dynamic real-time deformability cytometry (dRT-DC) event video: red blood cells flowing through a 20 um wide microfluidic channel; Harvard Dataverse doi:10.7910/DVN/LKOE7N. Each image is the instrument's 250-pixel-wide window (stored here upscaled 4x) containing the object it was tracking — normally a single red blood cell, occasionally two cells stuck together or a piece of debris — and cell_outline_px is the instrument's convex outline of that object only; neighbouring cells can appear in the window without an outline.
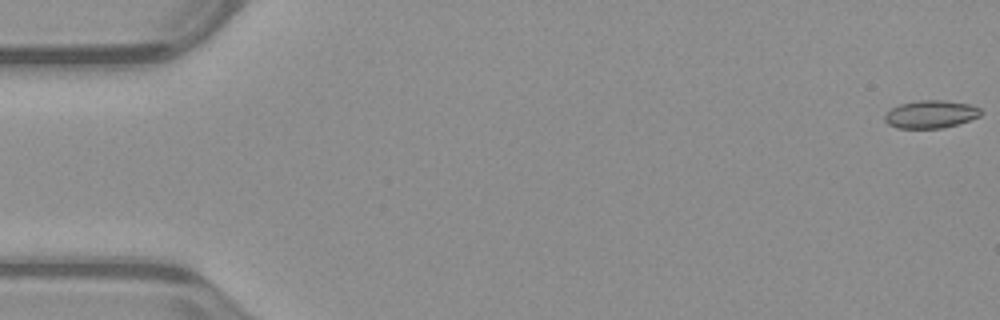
{"species": "common noctule bat (a hibernating species)", "species_latin": "Nyctalus noctula", "temperature_condition": "warm", "stored_images_in_passage": 53, "camera_frame_rate_fps": 3000, "um_per_image_px": 0.085, "animal": {"sex": "male", "body_mass_g": 23.1, "forearm_length_mm": 52.7}, "frame": {"image": 1, "passage_image": 1, "time_ms": 0.0, "image_size_px": [1000, 320], "cell_outline_px": [[980, 116], [944, 128], [896, 128], [888, 124], [884, 120], [884, 116], [892, 108], [900, 104], [920, 100], [944, 100], [968, 104], [980, 108]], "centroid_in_image_um": [79.08, 9.71], "position_along_channel_um": 5.9, "area_um2": 15.37}}
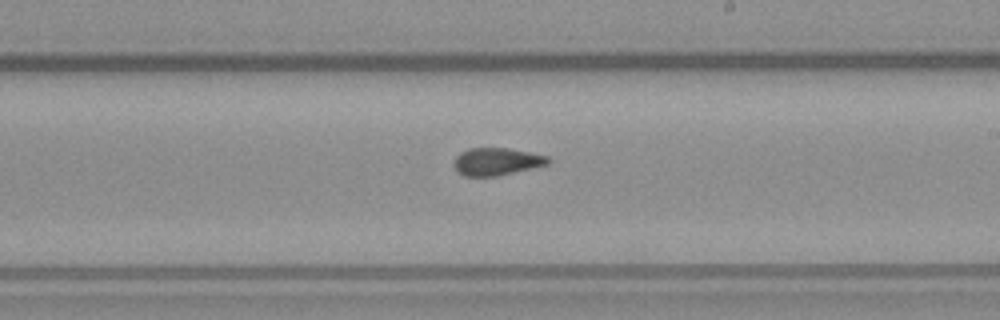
{"frame": {"image": 2, "passage_image": 31, "time_ms": 10.0, "image_size_px": [1000, 320], "cell_outline_px": [[552, 160], [548, 164], [496, 176], [464, 176], [456, 172], [452, 164], [452, 160], [460, 152], [468, 148], [508, 148], [532, 152], [548, 156]], "centroid_in_image_um": [42.17, 13.72], "position_along_channel_um": 246.8, "area_um2": 15.32}}
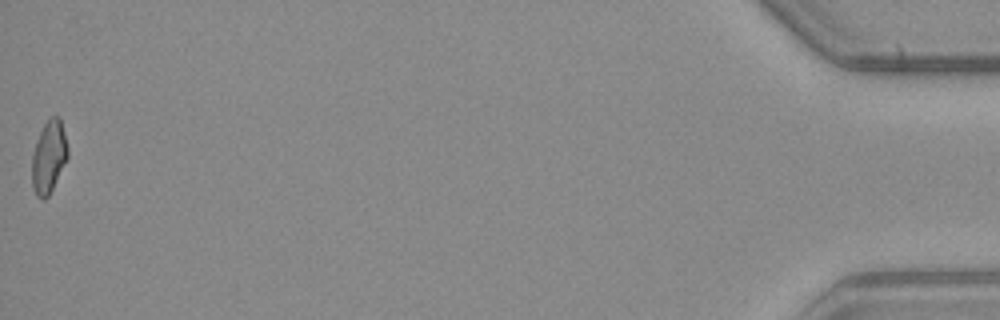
{"frame": {"image": 3, "passage_image": 53, "time_ms": 17.333, "image_size_px": [1000, 320], "cell_outline_px": [[68, 156], [48, 196], [44, 200], [40, 200], [36, 196], [32, 188], [32, 156], [36, 140], [48, 116], [60, 116], [68, 148]], "centroid_in_image_um": [4.13, 13.32], "position_along_channel_um": 431.1, "area_um2": 15.14}, "authors_computed_cell_mechanics": {"area_um2": 15.4904, "velocity_mm_per_s": 3.9657, "shape_relaxation_time_tau1_ms": null, "shape_relaxation_time_tau2_ms": 1.3252, "deformation_change_tau1": null, "deformation_change_tau2": 0.0756}}